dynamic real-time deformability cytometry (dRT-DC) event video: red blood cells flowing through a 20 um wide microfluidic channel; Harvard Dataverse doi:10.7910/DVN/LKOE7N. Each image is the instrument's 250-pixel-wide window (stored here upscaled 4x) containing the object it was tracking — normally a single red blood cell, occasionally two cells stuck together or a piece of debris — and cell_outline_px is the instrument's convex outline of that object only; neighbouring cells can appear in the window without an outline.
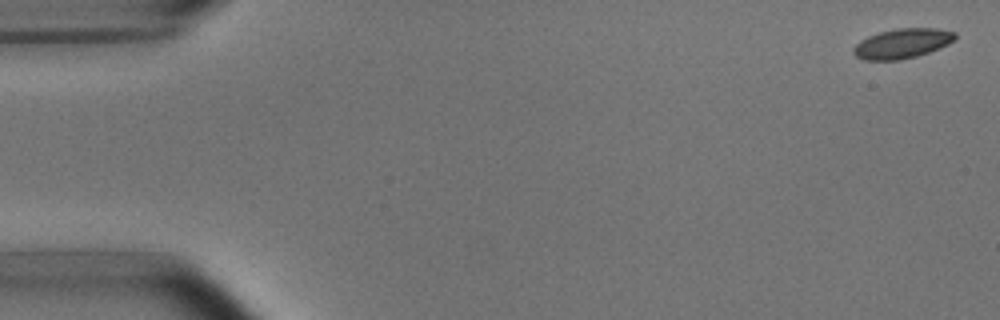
{"species": "common noctule bat (a hibernating species)", "species_latin": "Nyctalus noctula", "temperature_condition": "room temperature", "stored_images_in_passage": 4, "camera_frame_rate_fps": 3000, "um_per_image_px": 0.085, "animal": {"sex": "male", "body_mass_g": 15.6}, "frame": {"image": 1, "passage_image": 1, "time_ms": 0.0, "image_size_px": [1000, 320], "cell_outline_px": [[956, 40], [948, 44], [928, 52], [916, 56], [900, 60], [864, 60], [856, 56], [852, 52], [852, 48], [860, 40], [868, 36], [880, 32], [896, 28], [936, 28], [956, 32]], "centroid_in_image_um": [76.68, 3.69], "position_along_channel_um": 8.3, "area_um2": 17.69}}
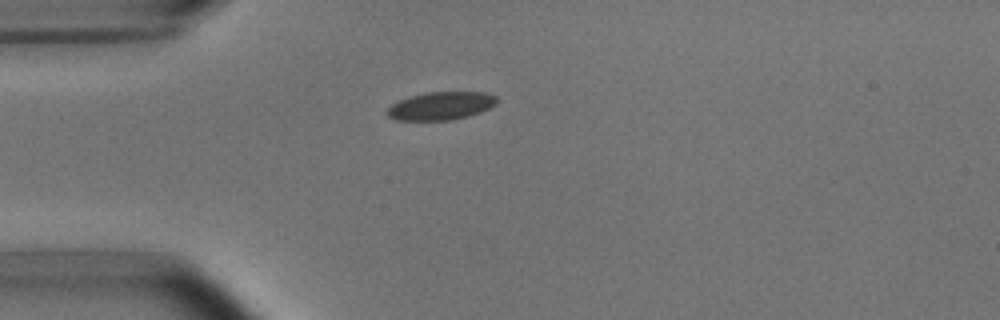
{"frame": {"image": 2, "passage_image": 4, "time_ms": 4.333, "image_size_px": [1000, 320], "cell_outline_px": [[500, 100], [496, 104], [480, 112], [468, 116], [452, 120], [396, 120], [388, 116], [388, 108], [392, 104], [408, 96], [424, 92], [484, 92], [496, 96]], "centroid_in_image_um": [37.5, 8.99], "position_along_channel_um": 47.5, "area_um2": 17.98}}